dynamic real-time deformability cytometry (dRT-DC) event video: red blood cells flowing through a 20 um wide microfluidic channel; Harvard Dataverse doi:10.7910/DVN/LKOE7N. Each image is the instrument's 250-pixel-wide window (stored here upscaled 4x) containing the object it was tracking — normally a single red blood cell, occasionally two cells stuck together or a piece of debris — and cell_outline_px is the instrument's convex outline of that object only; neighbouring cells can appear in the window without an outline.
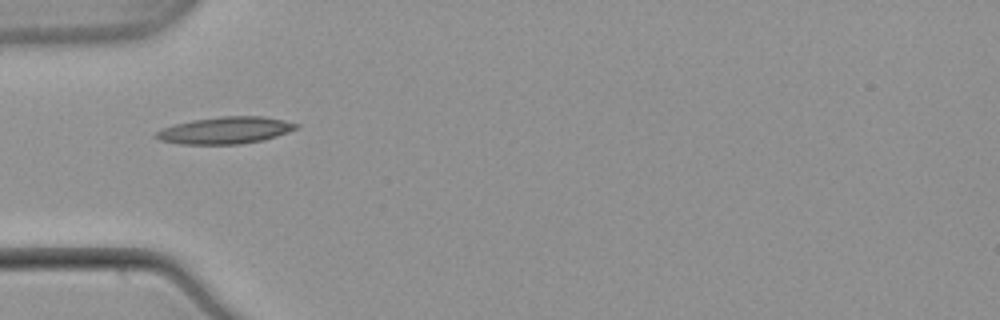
{"species": "common noctule bat (a hibernating species)", "species_latin": "Nyctalus noctula", "temperature_condition": "warm", "stored_images_in_passage": 37, "camera_frame_rate_fps": 3000, "um_per_image_px": 0.085, "animal": {"sex": "male", "body_mass_g": 21.5, "forearm_length_mm": 52.0}, "frame": {"image": 1, "passage_image": 1, "time_ms": 0.0, "image_size_px": [1000, 320], "cell_outline_px": [[300, 128], [264, 140], [240, 144], [180, 144], [160, 140], [152, 136], [156, 132], [164, 128], [176, 124], [192, 120], [220, 116], [264, 116], [284, 120], [300, 124]], "centroid_in_image_um": [19.19, 11.07], "position_along_channel_um": 65.8, "area_um2": 22.08}}
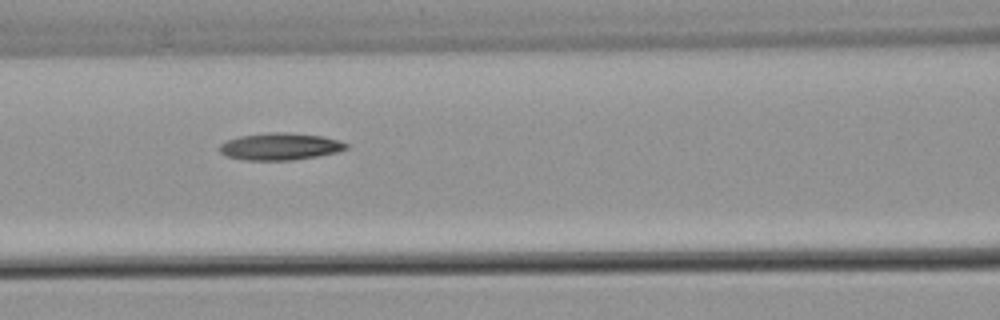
{"frame": {"image": 2, "passage_image": 7, "time_ms": 2.0, "image_size_px": [1000, 320], "cell_outline_px": [[348, 148], [336, 152], [320, 156], [288, 160], [244, 160], [228, 156], [220, 152], [220, 144], [228, 140], [240, 136], [272, 132], [284, 132], [324, 136], [340, 140], [348, 144]], "centroid_in_image_um": [23.85, 12.45], "position_along_channel_um": 142.8, "area_um2": 19.88}}
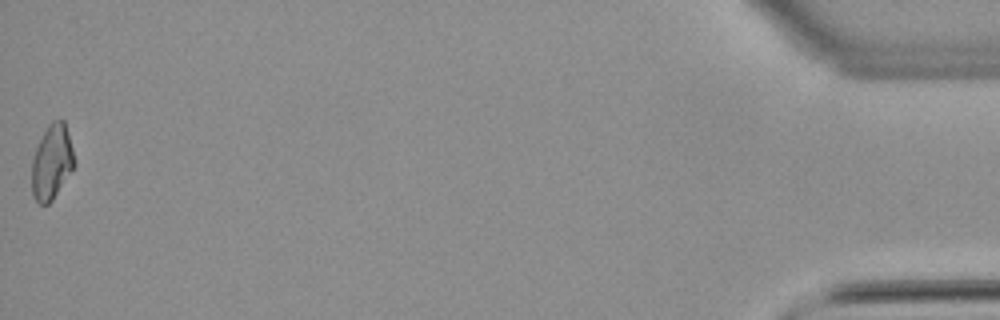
{"frame": {"image": 3, "passage_image": 37, "time_ms": 12.0, "image_size_px": [1000, 320], "cell_outline_px": [[76, 164], [52, 200], [48, 204], [40, 204], [32, 196], [32, 160], [36, 148], [48, 124], [52, 120], [64, 120], [76, 160]], "centroid_in_image_um": [4.41, 13.78], "position_along_channel_um": 430.8, "area_um2": 18.44}}